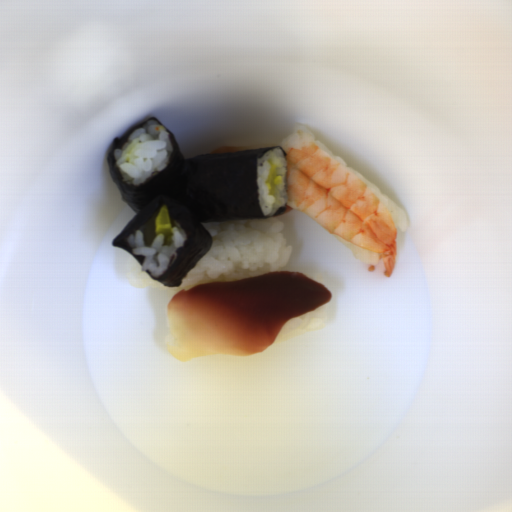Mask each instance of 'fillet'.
<instances>
[{"label":"fillet","mask_w":512,"mask_h":512,"mask_svg":"<svg viewBox=\"0 0 512 512\" xmlns=\"http://www.w3.org/2000/svg\"><path fill=\"white\" fill-rule=\"evenodd\" d=\"M327 287L296 270L181 289L167 305L166 347L179 361L266 350L288 320L330 301Z\"/></svg>","instance_id":"obj_1"},{"label":"fillet","mask_w":512,"mask_h":512,"mask_svg":"<svg viewBox=\"0 0 512 512\" xmlns=\"http://www.w3.org/2000/svg\"><path fill=\"white\" fill-rule=\"evenodd\" d=\"M256 148H267V147H251V146H219L211 151L209 154H226L236 151H242L247 149H256Z\"/></svg>","instance_id":"obj_2"}]
</instances>
